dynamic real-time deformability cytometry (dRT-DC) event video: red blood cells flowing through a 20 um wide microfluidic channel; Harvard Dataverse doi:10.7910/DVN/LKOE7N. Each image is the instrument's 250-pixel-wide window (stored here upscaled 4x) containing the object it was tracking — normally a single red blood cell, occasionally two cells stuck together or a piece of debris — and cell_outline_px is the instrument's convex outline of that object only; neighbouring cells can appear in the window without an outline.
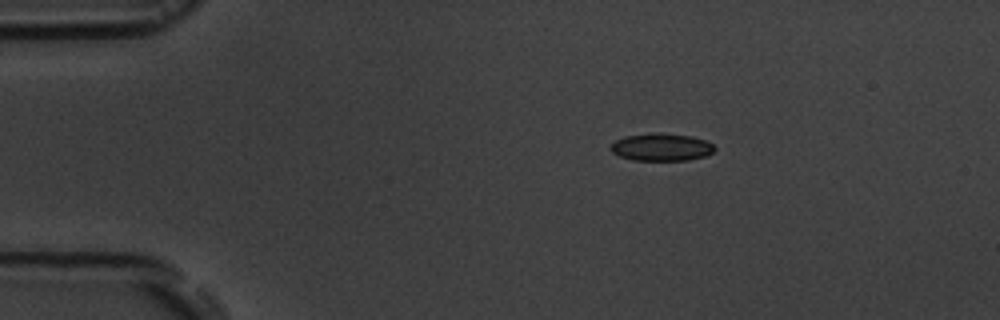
{"species": "common noctule bat (a hibernating species)", "species_latin": "Nyctalus noctula", "temperature_condition": "room temperature", "stored_images_in_passage": 4, "camera_frame_rate_fps": 3000, "um_per_image_px": 0.085, "animal": {"sex": "male", "body_mass_g": 19.5, "forearm_length_mm": 54.6}, "frame": {"image": 1, "passage_image": 1, "time_ms": 0.0, "image_size_px": [1000, 320], "cell_outline_px": [[716, 148], [712, 152], [704, 156], [688, 160], [632, 160], [620, 156], [612, 152], [608, 148], [616, 140], [624, 136], [692, 136], [704, 140], [712, 144]], "centroid_in_image_um": [56.21, 12.56], "position_along_channel_um": 28.8, "area_um2": 15.66}}
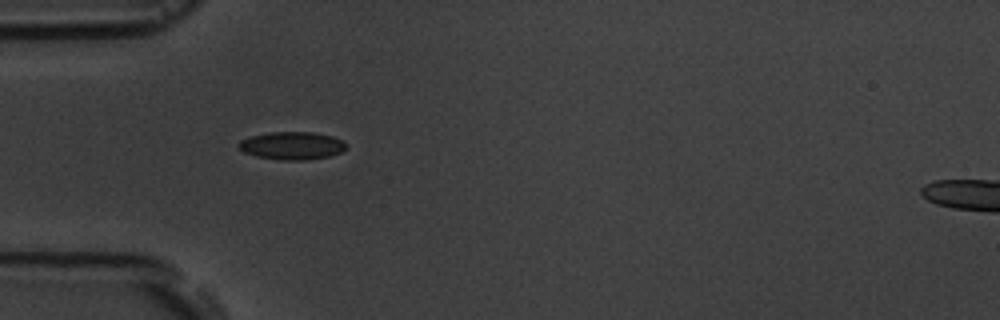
{"frame": {"image": 2, "passage_image": 3, "time_ms": 2.333, "image_size_px": [1000, 320], "cell_outline_px": [[348, 144], [340, 152], [328, 156], [304, 160], [280, 160], [256, 156], [244, 152], [236, 144], [240, 140], [252, 136], [272, 132], [312, 132], [332, 136], [344, 140]], "centroid_in_image_um": [24.82, 12.38], "position_along_channel_um": 60.2, "area_um2": 17.34}}
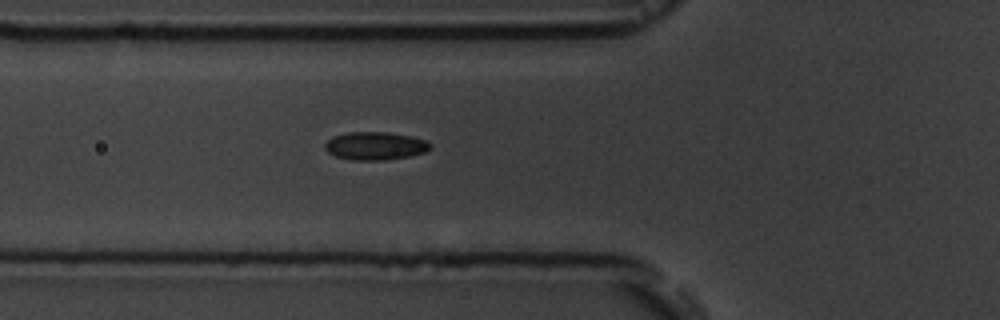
{"frame": {"image": 3, "passage_image": 4, "time_ms": 3.333, "image_size_px": [1000, 320], "cell_outline_px": [[432, 148], [424, 152], [408, 156], [384, 160], [352, 160], [336, 156], [328, 152], [324, 148], [324, 144], [332, 136], [348, 132], [384, 132], [412, 136], [428, 140], [432, 144]], "centroid_in_image_um": [31.9, 12.39], "position_along_channel_um": 93.9, "area_um2": 17.28}}